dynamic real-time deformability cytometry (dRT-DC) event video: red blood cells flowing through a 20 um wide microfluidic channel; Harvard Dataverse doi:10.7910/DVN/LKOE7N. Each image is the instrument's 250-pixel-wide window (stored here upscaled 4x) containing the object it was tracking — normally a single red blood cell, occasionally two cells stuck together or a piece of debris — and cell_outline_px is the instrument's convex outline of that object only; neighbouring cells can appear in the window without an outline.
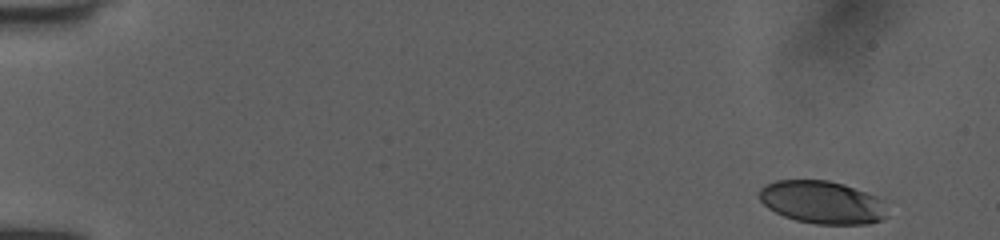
{"species": "human", "species_latin": "Homo sapiens", "temperature_condition": "room temperature", "stored_images_in_passage": 49, "camera_frame_rate_fps": 3000, "um_per_image_px": 0.085, "donor": {"sex": "female"}, "frame": {"image": 1, "passage_image": 1, "time_ms": 0.0, "image_size_px": [1000, 240], "cell_outline_px": [[888, 216], [880, 220], [868, 224], [816, 224], [796, 220], [784, 216], [768, 208], [760, 200], [760, 188], [776, 180], [828, 180], [844, 184], [876, 196], [884, 200]], "centroid_in_image_um": [69.92, 17.2], "position_along_channel_um": 15.1, "area_um2": 31.96}}
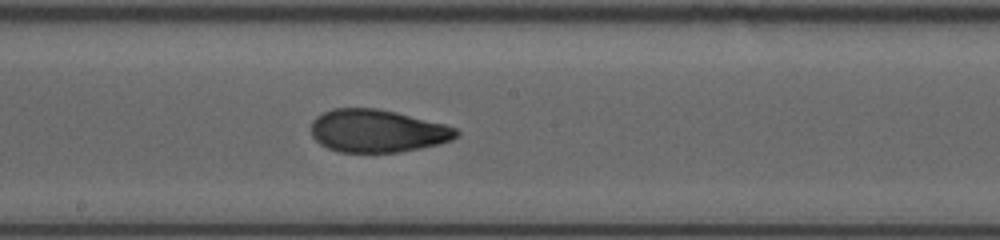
{"frame": {"image": 2, "passage_image": 27, "time_ms": 8.667, "image_size_px": [1000, 240], "cell_outline_px": [[460, 132], [452, 140], [440, 144], [400, 152], [340, 152], [328, 148], [320, 144], [312, 136], [312, 120], [316, 116], [332, 108], [376, 108], [396, 112], [444, 124], [456, 128]], "centroid_in_image_um": [32.07, 11.13], "position_along_channel_um": 216.1, "area_um2": 36.18}}
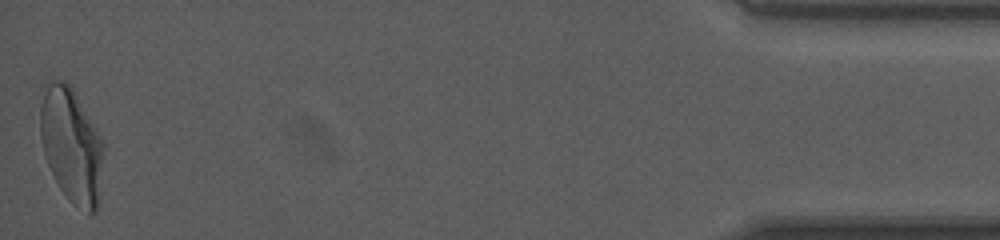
{"frame": {"image": 3, "passage_image": 49, "time_ms": 16.0, "image_size_px": [1000, 240], "cell_outline_px": [[104, 144], [100, 204], [96, 212], [88, 212], [72, 204], [68, 200], [60, 188], [44, 156], [40, 136], [40, 108], [48, 84], [52, 80], [64, 80], [72, 88], [100, 136]], "centroid_in_image_um": [6.1, 12.42], "position_along_channel_um": 429.1, "area_um2": 42.08}, "authors_computed_cell_mechanics": {"area_um2": 36.1828, "velocity_mm_per_s": 4.0348, "shape_relaxation_time_tau1_ms": 7.795, "shape_relaxation_time_tau2_ms": 1.099, "deformation_change_tau1": 0.2524, "deformation_change_tau2": 0.0708}}